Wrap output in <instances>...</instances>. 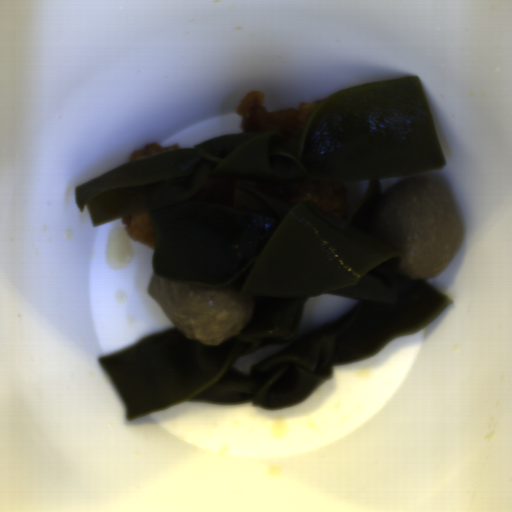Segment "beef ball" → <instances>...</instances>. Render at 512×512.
Wrapping results in <instances>:
<instances>
[{
  "label": "beef ball",
  "mask_w": 512,
  "mask_h": 512,
  "mask_svg": "<svg viewBox=\"0 0 512 512\" xmlns=\"http://www.w3.org/2000/svg\"><path fill=\"white\" fill-rule=\"evenodd\" d=\"M381 193L375 235L398 253L410 281L438 275L452 262L464 236L444 175L400 178Z\"/></svg>",
  "instance_id": "c3f7d807"
},
{
  "label": "beef ball",
  "mask_w": 512,
  "mask_h": 512,
  "mask_svg": "<svg viewBox=\"0 0 512 512\" xmlns=\"http://www.w3.org/2000/svg\"><path fill=\"white\" fill-rule=\"evenodd\" d=\"M147 291L181 334L212 346L245 329L256 309L231 287L163 281L154 272Z\"/></svg>",
  "instance_id": "3eea062c"
}]
</instances>
